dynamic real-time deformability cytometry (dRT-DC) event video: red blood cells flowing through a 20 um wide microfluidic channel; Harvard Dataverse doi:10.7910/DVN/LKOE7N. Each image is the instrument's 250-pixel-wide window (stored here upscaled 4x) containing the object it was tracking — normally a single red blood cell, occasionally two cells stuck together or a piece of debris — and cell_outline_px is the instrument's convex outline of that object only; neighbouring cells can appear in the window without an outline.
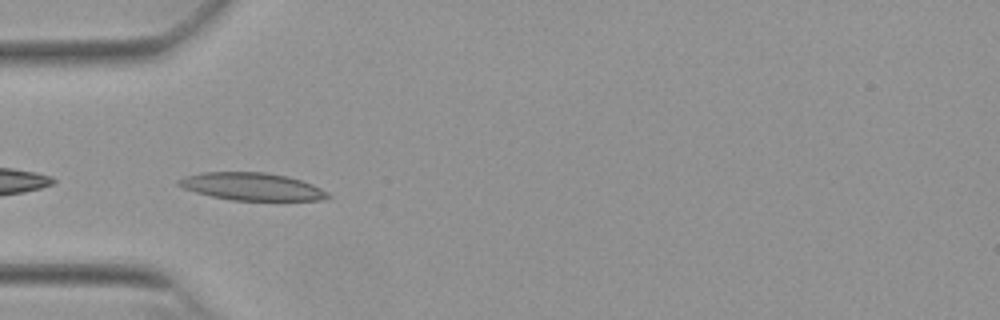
{"species": "Egyptian fruit bat (a non-hibernating species)", "species_latin": "Rousettus aegyptiacus", "temperature_condition": "warm", "stored_images_in_passage": 3, "camera_frame_rate_fps": 3000, "um_per_image_px": 0.085, "animal": {"sex": "female"}, "frame": {"image": 1, "passage_image": 1, "time_ms": 0.0, "image_size_px": [1000, 320], "cell_outline_px": [[332, 196], [320, 200], [232, 200], [212, 196], [196, 192], [184, 188], [176, 184], [176, 180], [184, 176], [200, 172], [264, 172], [288, 176], [312, 184], [328, 192]], "centroid_in_image_um": [21.38, 15.85], "position_along_channel_um": 63.6, "area_um2": 23.93}}